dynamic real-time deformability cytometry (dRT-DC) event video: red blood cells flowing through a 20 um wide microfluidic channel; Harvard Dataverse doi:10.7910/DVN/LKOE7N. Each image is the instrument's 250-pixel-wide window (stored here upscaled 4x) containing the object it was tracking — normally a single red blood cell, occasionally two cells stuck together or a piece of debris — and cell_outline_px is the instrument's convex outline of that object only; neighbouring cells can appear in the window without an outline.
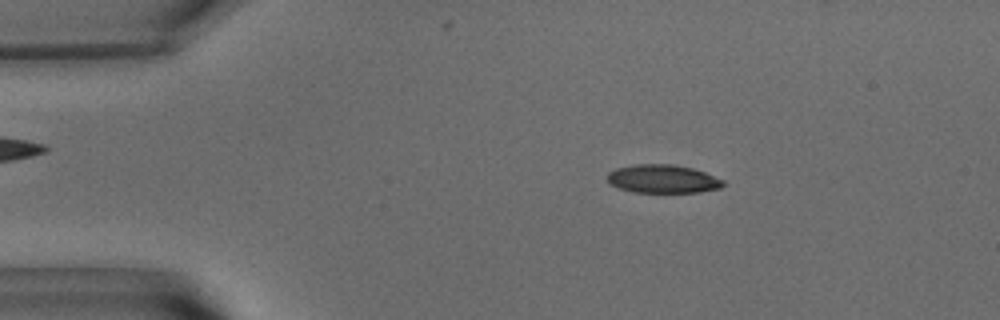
{"species": "common noctule bat (a hibernating species)", "species_latin": "Nyctalus noctula", "temperature_condition": "warm", "stored_images_in_passage": 53, "camera_frame_rate_fps": 3000, "um_per_image_px": 0.085, "animal": {"sex": "male", "body_mass_g": 15.6}, "frame": {"image": 1, "passage_image": 9, "time_ms": 2.667, "image_size_px": [1000, 320], "cell_outline_px": [[724, 184], [720, 188], [700, 192], [632, 192], [620, 188], [612, 184], [608, 180], [608, 172], [616, 168], [636, 164], [672, 164], [692, 168], [704, 172], [724, 180]], "centroid_in_image_um": [56.35, 15.2], "position_along_channel_um": 28.7, "area_um2": 19.02}}
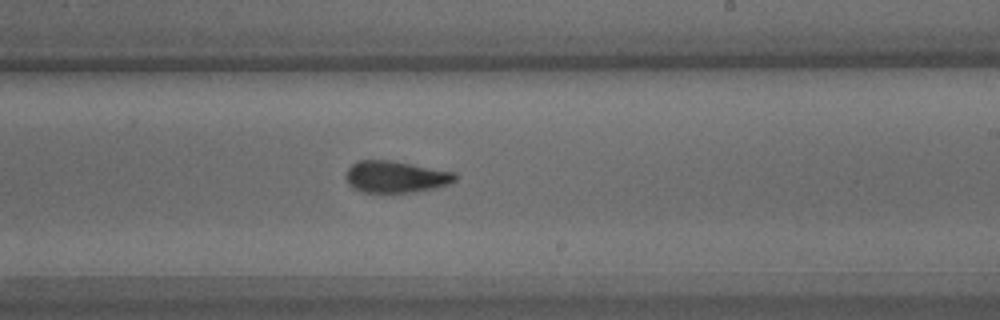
{"frame": {"image": 2, "passage_image": 31, "time_ms": 10.0, "image_size_px": [1000, 320], "cell_outline_px": [[456, 180], [448, 184], [432, 188], [412, 192], [364, 192], [352, 188], [348, 184], [344, 176], [348, 168], [352, 164], [360, 160], [388, 160], [412, 164], [456, 172]], "centroid_in_image_um": [33.6, 15.02], "position_along_channel_um": 255.4, "area_um2": 20.11}}
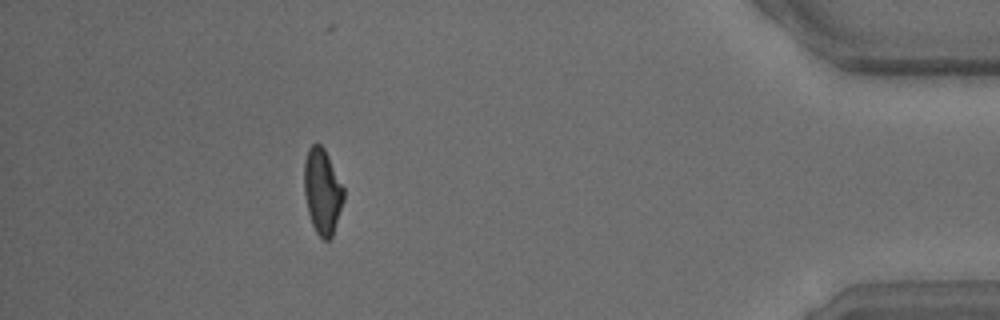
{"frame": {"image": 3, "passage_image": 47, "time_ms": 15.333, "image_size_px": [1000, 320], "cell_outline_px": [[344, 200], [332, 236], [328, 240], [324, 240], [316, 232], [312, 224], [308, 212], [304, 192], [304, 160], [308, 148], [312, 144], [320, 144], [324, 148], [344, 188]], "centroid_in_image_um": [27.39, 16.25], "position_along_channel_um": 407.8, "area_um2": 19.59}}